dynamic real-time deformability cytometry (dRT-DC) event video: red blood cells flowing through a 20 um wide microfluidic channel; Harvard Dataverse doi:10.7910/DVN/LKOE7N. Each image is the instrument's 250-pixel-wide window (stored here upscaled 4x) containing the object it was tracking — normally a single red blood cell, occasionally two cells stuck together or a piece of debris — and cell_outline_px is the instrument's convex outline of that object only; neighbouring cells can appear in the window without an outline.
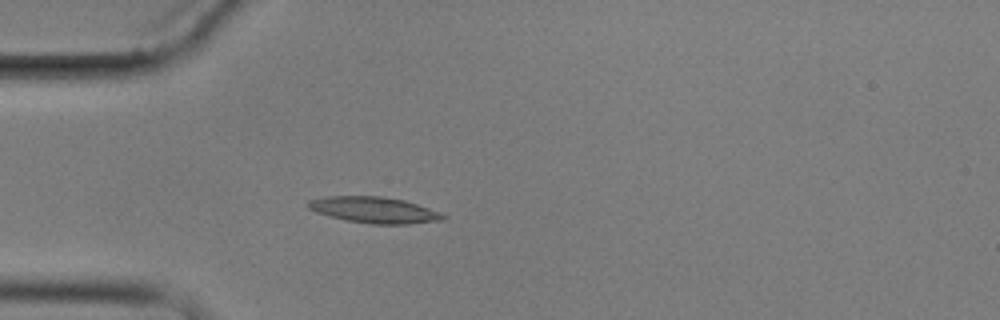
{"species": "common noctule bat (a hibernating species)", "species_latin": "Nyctalus noctula", "temperature_condition": "cold", "stored_images_in_passage": 4, "camera_frame_rate_fps": 3000, "um_per_image_px": 0.085, "animal": {"sex": "male", "body_mass_g": 17.9}, "frame": {"image": 1, "passage_image": 4, "time_ms": 3.667, "image_size_px": [1000, 320], "cell_outline_px": [[448, 216], [444, 220], [408, 224], [372, 224], [348, 220], [316, 212], [308, 208], [304, 204], [308, 200], [324, 196], [380, 196], [404, 200], [440, 212]], "centroid_in_image_um": [31.79, 17.84], "position_along_channel_um": 53.2, "area_um2": 20.52}}